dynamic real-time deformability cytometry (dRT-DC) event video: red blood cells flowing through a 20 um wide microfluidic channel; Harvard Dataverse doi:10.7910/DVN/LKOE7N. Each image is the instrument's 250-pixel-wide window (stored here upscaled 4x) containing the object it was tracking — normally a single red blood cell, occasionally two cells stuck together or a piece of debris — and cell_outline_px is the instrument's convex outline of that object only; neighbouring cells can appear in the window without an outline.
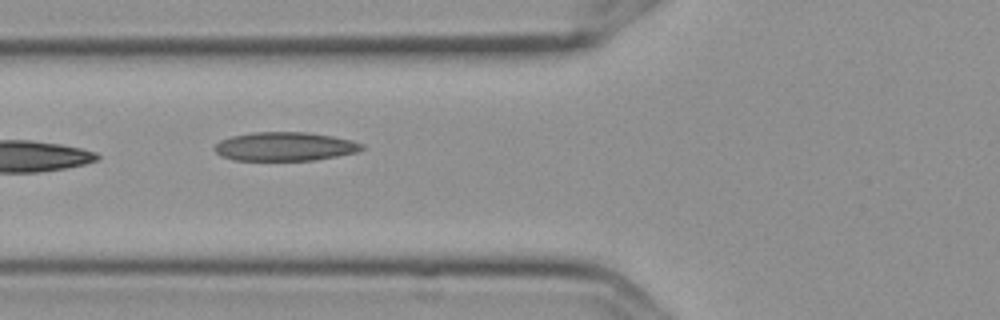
{"species": "Egyptian fruit bat (a non-hibernating species)", "species_latin": "Rousettus aegyptiacus", "temperature_condition": "cold", "stored_images_in_passage": 9, "camera_frame_rate_fps": 3000, "um_per_image_px": 0.085, "frame": {"image": 1, "passage_image": 7, "time_ms": 2.0, "image_size_px": [1000, 320], "cell_outline_px": [[364, 148], [356, 152], [336, 156], [312, 160], [232, 160], [220, 156], [212, 148], [220, 140], [232, 136], [252, 132], [308, 132], [332, 136], [352, 140], [364, 144]], "centroid_in_image_um": [24.18, 12.45], "position_along_channel_um": 101.6, "area_um2": 24.74}}
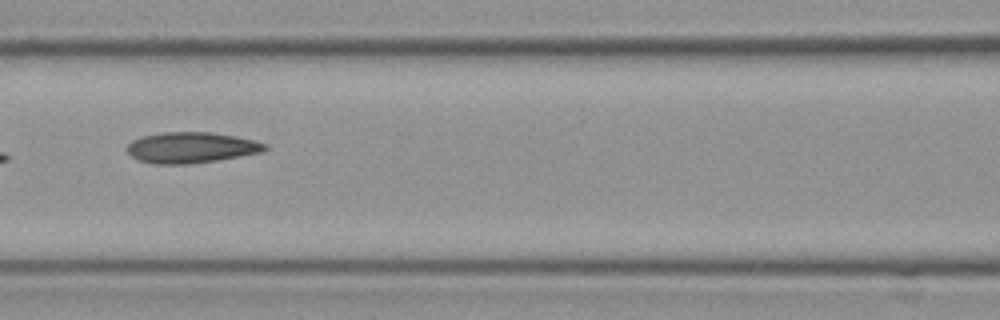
{"frame": {"image": 2, "passage_image": 8, "time_ms": 2.333, "image_size_px": [1000, 320], "cell_outline_px": [[268, 148], [260, 152], [216, 160], [184, 164], [152, 164], [140, 160], [132, 156], [124, 148], [132, 140], [144, 136], [164, 132], [212, 132], [252, 140], [268, 144]], "centroid_in_image_um": [16.2, 12.54], "position_along_channel_um": 150.4, "area_um2": 24.45}}
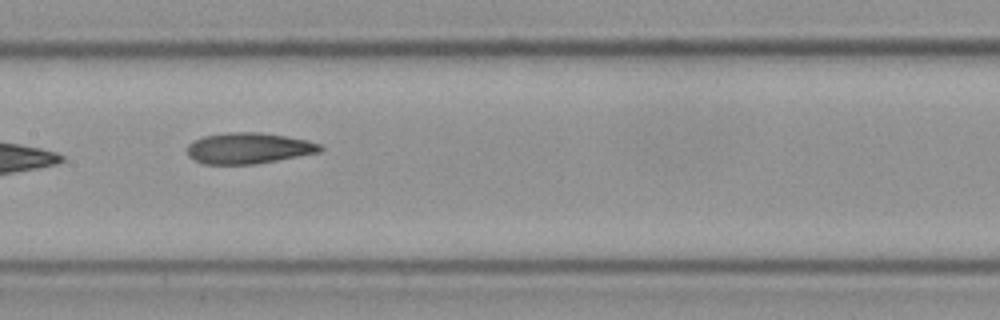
{"frame": {"image": 3, "passage_image": 9, "time_ms": 2.667, "image_size_px": [1000, 320], "cell_outline_px": [[324, 148], [320, 152], [256, 164], [204, 164], [188, 156], [188, 144], [192, 140], [204, 136], [228, 132], [260, 132], [284, 136], [304, 140], [320, 144]], "centroid_in_image_um": [21.1, 12.6], "position_along_channel_um": 186.3, "area_um2": 23.87}}